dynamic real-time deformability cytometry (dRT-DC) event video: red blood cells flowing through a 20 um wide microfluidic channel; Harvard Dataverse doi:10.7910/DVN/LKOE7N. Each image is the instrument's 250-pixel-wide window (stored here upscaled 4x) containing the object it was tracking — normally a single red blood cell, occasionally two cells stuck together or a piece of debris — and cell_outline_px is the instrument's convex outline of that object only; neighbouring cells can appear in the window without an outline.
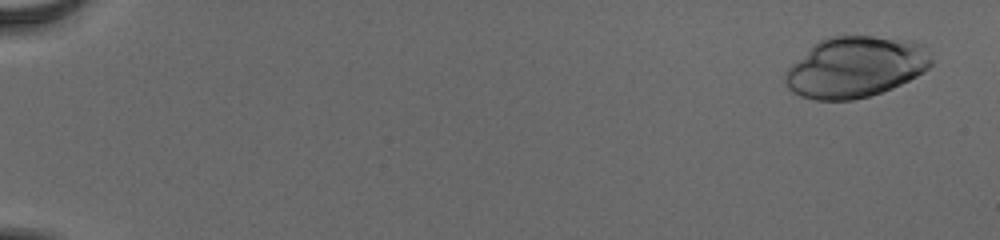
{"species": "human", "species_latin": "Homo sapiens", "temperature_condition": "cold", "stored_images_in_passage": 55, "camera_frame_rate_fps": 3000, "um_per_image_px": 0.085, "donor": {"sex": "male"}, "frame": {"image": 1, "passage_image": 3, "time_ms": 0.667, "image_size_px": [1000, 240], "cell_outline_px": [[932, 64], [924, 72], [892, 88], [868, 96], [852, 100], [816, 100], [800, 96], [792, 92], [784, 84], [784, 72], [812, 44], [828, 36], [872, 36], [912, 40], [924, 44], [932, 60]], "centroid_in_image_um": [72.7, 5.69], "position_along_channel_um": 12.3, "area_um2": 52.14}}
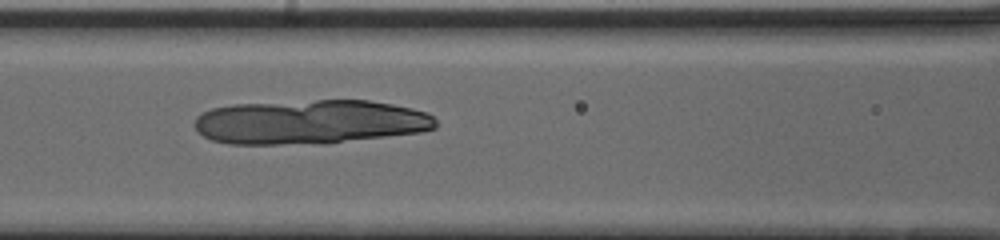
{"frame": {"image": 2, "passage_image": 27, "time_ms": 8.667, "image_size_px": [1000, 240], "cell_outline_px": [[436, 128], [420, 132], [324, 144], [228, 144], [212, 140], [204, 136], [192, 124], [196, 116], [212, 108], [232, 104], [316, 100], [368, 100], [392, 104], [412, 108], [428, 112], [436, 120]], "centroid_in_image_um": [26.34, 10.37], "position_along_channel_um": 140.3, "area_um2": 62.66}}
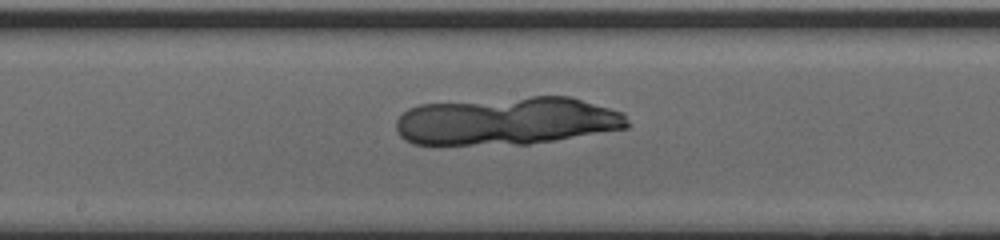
{"frame": {"image": 3, "passage_image": 32, "time_ms": 10.333, "image_size_px": [1000, 240], "cell_outline_px": [[628, 128], [528, 144], [412, 144], [404, 140], [396, 132], [396, 120], [408, 108], [420, 104], [532, 96], [572, 96], [624, 112], [628, 120]], "centroid_in_image_um": [43.09, 10.27], "position_along_channel_um": 205.1, "area_um2": 64.85}}